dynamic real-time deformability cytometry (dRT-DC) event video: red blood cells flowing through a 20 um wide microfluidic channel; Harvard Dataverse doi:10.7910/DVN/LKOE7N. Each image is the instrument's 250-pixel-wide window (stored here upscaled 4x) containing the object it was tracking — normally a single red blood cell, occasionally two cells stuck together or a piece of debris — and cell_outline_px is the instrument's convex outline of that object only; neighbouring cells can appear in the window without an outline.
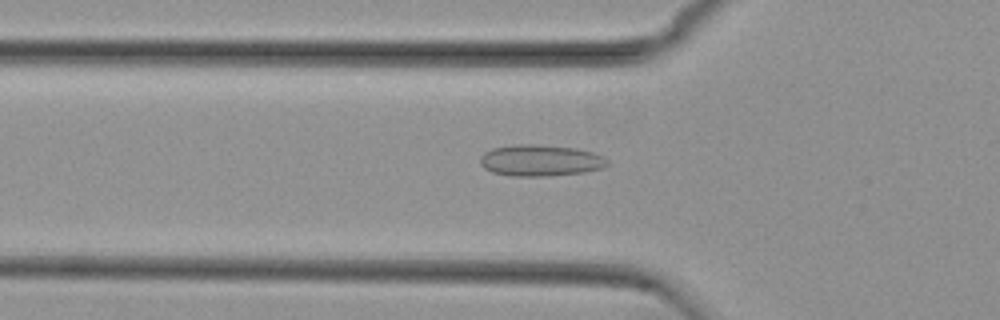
{"species": "common noctule bat (a hibernating species)", "species_latin": "Nyctalus noctula", "temperature_condition": "cold", "stored_images_in_passage": 50, "camera_frame_rate_fps": 3000, "um_per_image_px": 0.085, "animal": {"sex": "female", "body_mass_g": 29.2, "forearm_length_mm": 56.3}, "frame": {"image": 1, "passage_image": 14, "time_ms": 4.333, "image_size_px": [1000, 320], "cell_outline_px": [[608, 164], [600, 168], [584, 172], [544, 176], [508, 176], [492, 172], [484, 168], [480, 164], [480, 156], [484, 152], [492, 148], [516, 144], [536, 144], [576, 148], [592, 152], [604, 156], [608, 160]], "centroid_in_image_um": [45.9, 13.63], "position_along_channel_um": 79.9, "area_um2": 23.35}}
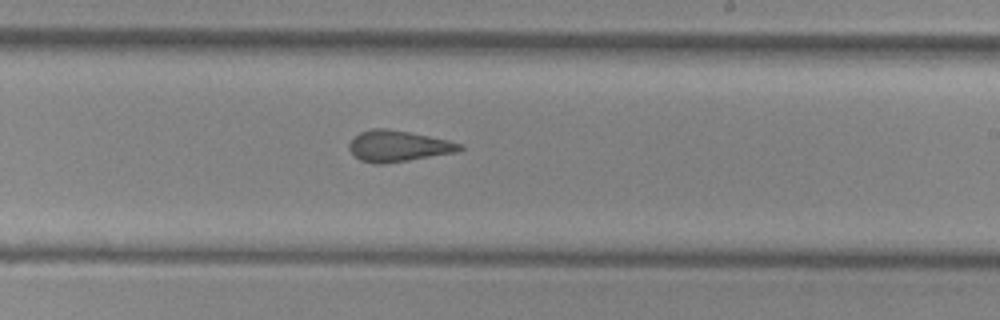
{"frame": {"image": 2, "passage_image": 28, "time_ms": 9.0, "image_size_px": [1000, 320], "cell_outline_px": [[464, 148], [456, 152], [384, 164], [376, 164], [360, 160], [348, 148], [348, 144], [360, 132], [372, 128], [388, 128], [448, 140], [460, 144]], "centroid_in_image_um": [33.82, 12.41], "position_along_channel_um": 255.2, "area_um2": 19.77}}
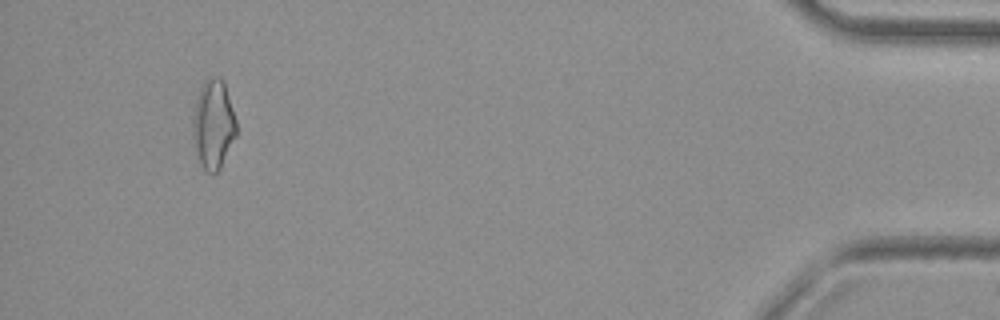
{"frame": {"image": 3, "passage_image": 47, "time_ms": 15.333, "image_size_px": [1000, 320], "cell_outline_px": [[236, 136], [220, 168], [212, 176], [200, 164], [196, 152], [192, 136], [192, 120], [196, 100], [200, 88], [204, 80], [208, 76], [220, 76], [224, 80], [236, 120]], "centroid_in_image_um": [18.12, 10.54], "position_along_channel_um": 417.1, "area_um2": 22.89}, "authors_computed_cell_mechanics": {"area_um2": 20.7791, "velocity_mm_per_s": 3.7373, "shape_relaxation_time_tau1_ms": null, "shape_relaxation_time_tau2_ms": 1.9969, "deformation_change_tau1": null, "deformation_change_tau2": 0.0926}}